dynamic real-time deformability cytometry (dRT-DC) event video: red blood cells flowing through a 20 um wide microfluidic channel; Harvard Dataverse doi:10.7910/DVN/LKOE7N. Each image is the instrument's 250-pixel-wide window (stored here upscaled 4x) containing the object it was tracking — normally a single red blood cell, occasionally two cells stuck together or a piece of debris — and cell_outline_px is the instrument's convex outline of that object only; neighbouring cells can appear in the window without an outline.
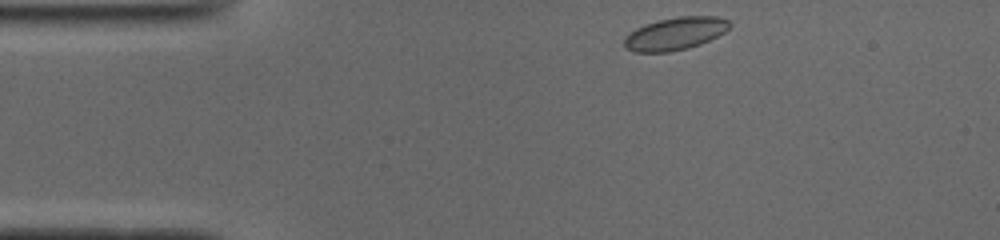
{"species": "common noctule bat (a hibernating species)", "species_latin": "Nyctalus noctula", "temperature_condition": "cold", "stored_images_in_passage": 44, "camera_frame_rate_fps": 3000, "um_per_image_px": 0.085, "animal": {"sex": "male", "body_mass_g": 19.0, "forearm_length_mm": 50.8}, "frame": {"image": 1, "passage_image": 1, "time_ms": 0.0, "image_size_px": [1000, 240], "cell_outline_px": [[732, 24], [724, 32], [700, 44], [688, 48], [668, 52], [632, 52], [624, 48], [624, 36], [636, 28], [644, 24], [660, 20], [680, 16], [716, 16], [728, 20]], "centroid_in_image_um": [57.35, 2.86], "position_along_channel_um": 27.6, "area_um2": 20.06}}
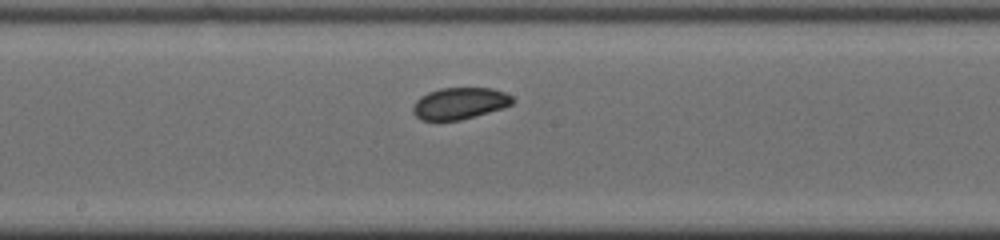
{"frame": {"image": 2, "passage_image": 19, "time_ms": 6.0, "image_size_px": [1000, 240], "cell_outline_px": [[516, 100], [512, 104], [504, 108], [460, 120], [420, 120], [412, 112], [412, 108], [416, 100], [420, 96], [428, 92], [440, 88], [492, 88], [504, 92], [512, 96]], "centroid_in_image_um": [39.08, 8.78], "position_along_channel_um": 209.1, "area_um2": 18.5}}
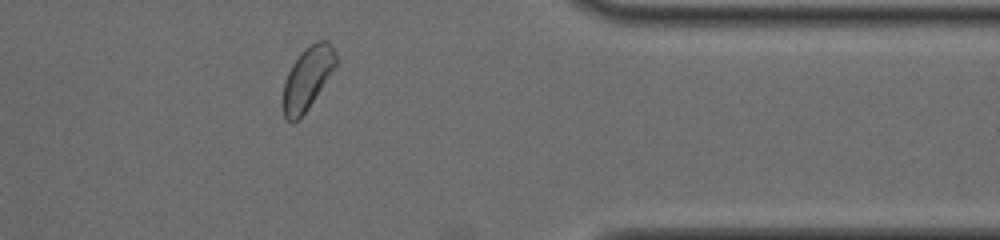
{"frame": {"image": 3, "passage_image": 34, "time_ms": 11.0, "image_size_px": [1000, 240], "cell_outline_px": [[336, 64], [304, 112], [292, 124], [284, 116], [284, 84], [288, 72], [292, 64], [304, 48], [308, 44], [316, 40], [328, 40], [336, 52]], "centroid_in_image_um": [26.13, 6.57], "position_along_channel_um": 385.3, "area_um2": 18.55}, "authors_computed_cell_mechanics": {"area_um2": 19.0451, "velocity_mm_per_s": 3.8837, "shape_relaxation_time_tau1_ms": 2.8859, "shape_relaxation_time_tau2_ms": 1.9682, "deformation_change_tau1": 0.0611, "deformation_change_tau2": 0.03}}